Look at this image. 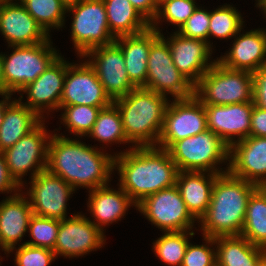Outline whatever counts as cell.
Segmentation results:
<instances>
[{
    "instance_id": "cell-1",
    "label": "cell",
    "mask_w": 266,
    "mask_h": 266,
    "mask_svg": "<svg viewBox=\"0 0 266 266\" xmlns=\"http://www.w3.org/2000/svg\"><path fill=\"white\" fill-rule=\"evenodd\" d=\"M78 139L53 134L48 144L47 170L64 179L75 190L107 185L114 171V155Z\"/></svg>"
},
{
    "instance_id": "cell-2",
    "label": "cell",
    "mask_w": 266,
    "mask_h": 266,
    "mask_svg": "<svg viewBox=\"0 0 266 266\" xmlns=\"http://www.w3.org/2000/svg\"><path fill=\"white\" fill-rule=\"evenodd\" d=\"M114 155L118 184L136 206L153 193L176 185L179 170L166 149L132 145Z\"/></svg>"
},
{
    "instance_id": "cell-3",
    "label": "cell",
    "mask_w": 266,
    "mask_h": 266,
    "mask_svg": "<svg viewBox=\"0 0 266 266\" xmlns=\"http://www.w3.org/2000/svg\"><path fill=\"white\" fill-rule=\"evenodd\" d=\"M257 185L233 176L229 171L219 174L214 182L210 205L197 221L203 236H239L246 216L249 197Z\"/></svg>"
},
{
    "instance_id": "cell-4",
    "label": "cell",
    "mask_w": 266,
    "mask_h": 266,
    "mask_svg": "<svg viewBox=\"0 0 266 266\" xmlns=\"http://www.w3.org/2000/svg\"><path fill=\"white\" fill-rule=\"evenodd\" d=\"M168 96L143 87L113 102L117 105L126 138L134 146H157Z\"/></svg>"
},
{
    "instance_id": "cell-5",
    "label": "cell",
    "mask_w": 266,
    "mask_h": 266,
    "mask_svg": "<svg viewBox=\"0 0 266 266\" xmlns=\"http://www.w3.org/2000/svg\"><path fill=\"white\" fill-rule=\"evenodd\" d=\"M194 96L209 105L253 102V74L226 68L216 60L194 85Z\"/></svg>"
},
{
    "instance_id": "cell-6",
    "label": "cell",
    "mask_w": 266,
    "mask_h": 266,
    "mask_svg": "<svg viewBox=\"0 0 266 266\" xmlns=\"http://www.w3.org/2000/svg\"><path fill=\"white\" fill-rule=\"evenodd\" d=\"M229 150L228 145L210 130L180 139L167 149L179 172L196 171L214 174L228 171V164L226 171L218 165L229 161Z\"/></svg>"
},
{
    "instance_id": "cell-7",
    "label": "cell",
    "mask_w": 266,
    "mask_h": 266,
    "mask_svg": "<svg viewBox=\"0 0 266 266\" xmlns=\"http://www.w3.org/2000/svg\"><path fill=\"white\" fill-rule=\"evenodd\" d=\"M50 38L40 44L11 46L12 53L3 54L5 96L20 94L61 55L53 48Z\"/></svg>"
},
{
    "instance_id": "cell-8",
    "label": "cell",
    "mask_w": 266,
    "mask_h": 266,
    "mask_svg": "<svg viewBox=\"0 0 266 266\" xmlns=\"http://www.w3.org/2000/svg\"><path fill=\"white\" fill-rule=\"evenodd\" d=\"M68 12L73 14L71 38L79 57L94 47L115 42L103 0H77L68 4Z\"/></svg>"
},
{
    "instance_id": "cell-9",
    "label": "cell",
    "mask_w": 266,
    "mask_h": 266,
    "mask_svg": "<svg viewBox=\"0 0 266 266\" xmlns=\"http://www.w3.org/2000/svg\"><path fill=\"white\" fill-rule=\"evenodd\" d=\"M145 89L173 99L194 96V85L173 64L168 42L160 35L150 46Z\"/></svg>"
},
{
    "instance_id": "cell-10",
    "label": "cell",
    "mask_w": 266,
    "mask_h": 266,
    "mask_svg": "<svg viewBox=\"0 0 266 266\" xmlns=\"http://www.w3.org/2000/svg\"><path fill=\"white\" fill-rule=\"evenodd\" d=\"M44 122L3 151L10 175L22 188L25 183L22 178L28 171H33L30 174V179H33L47 168L48 144L52 133L47 132Z\"/></svg>"
},
{
    "instance_id": "cell-11",
    "label": "cell",
    "mask_w": 266,
    "mask_h": 266,
    "mask_svg": "<svg viewBox=\"0 0 266 266\" xmlns=\"http://www.w3.org/2000/svg\"><path fill=\"white\" fill-rule=\"evenodd\" d=\"M136 210L163 232L191 231L197 221L188 211L176 185L146 197Z\"/></svg>"
},
{
    "instance_id": "cell-12",
    "label": "cell",
    "mask_w": 266,
    "mask_h": 266,
    "mask_svg": "<svg viewBox=\"0 0 266 266\" xmlns=\"http://www.w3.org/2000/svg\"><path fill=\"white\" fill-rule=\"evenodd\" d=\"M169 101L157 142L168 149L174 142L208 130L204 105L195 97Z\"/></svg>"
},
{
    "instance_id": "cell-13",
    "label": "cell",
    "mask_w": 266,
    "mask_h": 266,
    "mask_svg": "<svg viewBox=\"0 0 266 266\" xmlns=\"http://www.w3.org/2000/svg\"><path fill=\"white\" fill-rule=\"evenodd\" d=\"M29 184L25 194L34 215L58 220L67 218V201L75 191L70 184L47 169L37 174Z\"/></svg>"
},
{
    "instance_id": "cell-14",
    "label": "cell",
    "mask_w": 266,
    "mask_h": 266,
    "mask_svg": "<svg viewBox=\"0 0 266 266\" xmlns=\"http://www.w3.org/2000/svg\"><path fill=\"white\" fill-rule=\"evenodd\" d=\"M81 58H89L88 63L95 70L105 93L112 101L126 96L136 88L128 77L123 52L115 42L94 47Z\"/></svg>"
},
{
    "instance_id": "cell-15",
    "label": "cell",
    "mask_w": 266,
    "mask_h": 266,
    "mask_svg": "<svg viewBox=\"0 0 266 266\" xmlns=\"http://www.w3.org/2000/svg\"><path fill=\"white\" fill-rule=\"evenodd\" d=\"M73 64L66 70L60 106L88 105L101 109L109 106L113 101L88 61Z\"/></svg>"
},
{
    "instance_id": "cell-16",
    "label": "cell",
    "mask_w": 266,
    "mask_h": 266,
    "mask_svg": "<svg viewBox=\"0 0 266 266\" xmlns=\"http://www.w3.org/2000/svg\"><path fill=\"white\" fill-rule=\"evenodd\" d=\"M106 242L104 231L95 226L88 217L77 213L60 220L57 240L54 246L58 255L79 257L100 249Z\"/></svg>"
},
{
    "instance_id": "cell-17",
    "label": "cell",
    "mask_w": 266,
    "mask_h": 266,
    "mask_svg": "<svg viewBox=\"0 0 266 266\" xmlns=\"http://www.w3.org/2000/svg\"><path fill=\"white\" fill-rule=\"evenodd\" d=\"M61 55L33 82L20 92L27 94L25 104L43 120L44 112L59 110L68 61Z\"/></svg>"
},
{
    "instance_id": "cell-18",
    "label": "cell",
    "mask_w": 266,
    "mask_h": 266,
    "mask_svg": "<svg viewBox=\"0 0 266 266\" xmlns=\"http://www.w3.org/2000/svg\"><path fill=\"white\" fill-rule=\"evenodd\" d=\"M208 130L220 137L230 148L234 143L250 136L254 103L229 105L203 104ZM235 137L237 139H235Z\"/></svg>"
},
{
    "instance_id": "cell-19",
    "label": "cell",
    "mask_w": 266,
    "mask_h": 266,
    "mask_svg": "<svg viewBox=\"0 0 266 266\" xmlns=\"http://www.w3.org/2000/svg\"><path fill=\"white\" fill-rule=\"evenodd\" d=\"M169 38L161 36L168 42L173 64L179 72L195 85L216 60L210 61L212 48L204 40L189 38L176 31Z\"/></svg>"
},
{
    "instance_id": "cell-20",
    "label": "cell",
    "mask_w": 266,
    "mask_h": 266,
    "mask_svg": "<svg viewBox=\"0 0 266 266\" xmlns=\"http://www.w3.org/2000/svg\"><path fill=\"white\" fill-rule=\"evenodd\" d=\"M228 171L258 187L266 182V137L249 136L229 150Z\"/></svg>"
},
{
    "instance_id": "cell-21",
    "label": "cell",
    "mask_w": 266,
    "mask_h": 266,
    "mask_svg": "<svg viewBox=\"0 0 266 266\" xmlns=\"http://www.w3.org/2000/svg\"><path fill=\"white\" fill-rule=\"evenodd\" d=\"M0 32L9 47L40 44L50 37L20 1L0 5Z\"/></svg>"
},
{
    "instance_id": "cell-22",
    "label": "cell",
    "mask_w": 266,
    "mask_h": 266,
    "mask_svg": "<svg viewBox=\"0 0 266 266\" xmlns=\"http://www.w3.org/2000/svg\"><path fill=\"white\" fill-rule=\"evenodd\" d=\"M234 36L233 46L228 53L216 60L233 70L255 72L266 65V30L252 29L245 34Z\"/></svg>"
},
{
    "instance_id": "cell-23",
    "label": "cell",
    "mask_w": 266,
    "mask_h": 266,
    "mask_svg": "<svg viewBox=\"0 0 266 266\" xmlns=\"http://www.w3.org/2000/svg\"><path fill=\"white\" fill-rule=\"evenodd\" d=\"M32 215L29 199L20 192L9 195L0 202V247L5 254L28 232Z\"/></svg>"
},
{
    "instance_id": "cell-24",
    "label": "cell",
    "mask_w": 266,
    "mask_h": 266,
    "mask_svg": "<svg viewBox=\"0 0 266 266\" xmlns=\"http://www.w3.org/2000/svg\"><path fill=\"white\" fill-rule=\"evenodd\" d=\"M151 27L139 34L121 36L115 43L121 48L130 82L136 87H145L148 72V56L151 44L160 36Z\"/></svg>"
},
{
    "instance_id": "cell-25",
    "label": "cell",
    "mask_w": 266,
    "mask_h": 266,
    "mask_svg": "<svg viewBox=\"0 0 266 266\" xmlns=\"http://www.w3.org/2000/svg\"><path fill=\"white\" fill-rule=\"evenodd\" d=\"M108 186L109 184L88 191L87 206L94 217L91 222L102 231L105 228L103 226L121 220L130 206L137 207L120 186L118 190L110 189Z\"/></svg>"
},
{
    "instance_id": "cell-26",
    "label": "cell",
    "mask_w": 266,
    "mask_h": 266,
    "mask_svg": "<svg viewBox=\"0 0 266 266\" xmlns=\"http://www.w3.org/2000/svg\"><path fill=\"white\" fill-rule=\"evenodd\" d=\"M11 100L5 96V114L0 127V151L12 147L19 139L35 129L43 119L22 102L23 95Z\"/></svg>"
},
{
    "instance_id": "cell-27",
    "label": "cell",
    "mask_w": 266,
    "mask_h": 266,
    "mask_svg": "<svg viewBox=\"0 0 266 266\" xmlns=\"http://www.w3.org/2000/svg\"><path fill=\"white\" fill-rule=\"evenodd\" d=\"M218 175L196 171L178 173L176 186L188 211L198 221L210 205L214 182Z\"/></svg>"
},
{
    "instance_id": "cell-28",
    "label": "cell",
    "mask_w": 266,
    "mask_h": 266,
    "mask_svg": "<svg viewBox=\"0 0 266 266\" xmlns=\"http://www.w3.org/2000/svg\"><path fill=\"white\" fill-rule=\"evenodd\" d=\"M103 2L109 29L115 38L136 35L151 27V23L129 0H103Z\"/></svg>"
},
{
    "instance_id": "cell-29",
    "label": "cell",
    "mask_w": 266,
    "mask_h": 266,
    "mask_svg": "<svg viewBox=\"0 0 266 266\" xmlns=\"http://www.w3.org/2000/svg\"><path fill=\"white\" fill-rule=\"evenodd\" d=\"M215 244L217 266H256L266 253L240 235L216 237Z\"/></svg>"
},
{
    "instance_id": "cell-30",
    "label": "cell",
    "mask_w": 266,
    "mask_h": 266,
    "mask_svg": "<svg viewBox=\"0 0 266 266\" xmlns=\"http://www.w3.org/2000/svg\"><path fill=\"white\" fill-rule=\"evenodd\" d=\"M240 236L266 250V194L259 187L249 197Z\"/></svg>"
},
{
    "instance_id": "cell-31",
    "label": "cell",
    "mask_w": 266,
    "mask_h": 266,
    "mask_svg": "<svg viewBox=\"0 0 266 266\" xmlns=\"http://www.w3.org/2000/svg\"><path fill=\"white\" fill-rule=\"evenodd\" d=\"M88 135V137L91 136L92 139L105 144L131 143L126 138L121 115L114 102L99 111L95 124Z\"/></svg>"
},
{
    "instance_id": "cell-32",
    "label": "cell",
    "mask_w": 266,
    "mask_h": 266,
    "mask_svg": "<svg viewBox=\"0 0 266 266\" xmlns=\"http://www.w3.org/2000/svg\"><path fill=\"white\" fill-rule=\"evenodd\" d=\"M20 2L48 35L51 28L59 30L65 25L68 4L63 0H20Z\"/></svg>"
},
{
    "instance_id": "cell-33",
    "label": "cell",
    "mask_w": 266,
    "mask_h": 266,
    "mask_svg": "<svg viewBox=\"0 0 266 266\" xmlns=\"http://www.w3.org/2000/svg\"><path fill=\"white\" fill-rule=\"evenodd\" d=\"M194 231L164 232L153 243L155 255L169 266H182L184 255ZM190 236V237H188Z\"/></svg>"
},
{
    "instance_id": "cell-34",
    "label": "cell",
    "mask_w": 266,
    "mask_h": 266,
    "mask_svg": "<svg viewBox=\"0 0 266 266\" xmlns=\"http://www.w3.org/2000/svg\"><path fill=\"white\" fill-rule=\"evenodd\" d=\"M243 18L236 7L232 5L219 6L210 12L208 40L210 37L218 39L234 38L243 29Z\"/></svg>"
},
{
    "instance_id": "cell-35",
    "label": "cell",
    "mask_w": 266,
    "mask_h": 266,
    "mask_svg": "<svg viewBox=\"0 0 266 266\" xmlns=\"http://www.w3.org/2000/svg\"><path fill=\"white\" fill-rule=\"evenodd\" d=\"M64 110L61 121L69 133L77 137L88 136L95 124L100 107H92L88 105H72L60 106L59 110Z\"/></svg>"
},
{
    "instance_id": "cell-36",
    "label": "cell",
    "mask_w": 266,
    "mask_h": 266,
    "mask_svg": "<svg viewBox=\"0 0 266 266\" xmlns=\"http://www.w3.org/2000/svg\"><path fill=\"white\" fill-rule=\"evenodd\" d=\"M198 5H196L195 0H168L162 1L159 4L158 12L155 19L151 23V28L156 30L158 33L161 34L159 30L160 27L157 25L166 20L173 25L178 27V30L181 26L187 21V19L194 13L197 9Z\"/></svg>"
},
{
    "instance_id": "cell-37",
    "label": "cell",
    "mask_w": 266,
    "mask_h": 266,
    "mask_svg": "<svg viewBox=\"0 0 266 266\" xmlns=\"http://www.w3.org/2000/svg\"><path fill=\"white\" fill-rule=\"evenodd\" d=\"M59 225L60 220L58 219L40 217L33 214L28 224V232L32 240L25 241L24 244L54 250Z\"/></svg>"
},
{
    "instance_id": "cell-38",
    "label": "cell",
    "mask_w": 266,
    "mask_h": 266,
    "mask_svg": "<svg viewBox=\"0 0 266 266\" xmlns=\"http://www.w3.org/2000/svg\"><path fill=\"white\" fill-rule=\"evenodd\" d=\"M19 248H12L10 252H15L14 262L16 266H49L56 259L55 253L51 249L33 247L22 243Z\"/></svg>"
},
{
    "instance_id": "cell-39",
    "label": "cell",
    "mask_w": 266,
    "mask_h": 266,
    "mask_svg": "<svg viewBox=\"0 0 266 266\" xmlns=\"http://www.w3.org/2000/svg\"><path fill=\"white\" fill-rule=\"evenodd\" d=\"M203 237L206 243L204 245H193L189 241L182 266H217L216 248H212L215 245V238Z\"/></svg>"
},
{
    "instance_id": "cell-40",
    "label": "cell",
    "mask_w": 266,
    "mask_h": 266,
    "mask_svg": "<svg viewBox=\"0 0 266 266\" xmlns=\"http://www.w3.org/2000/svg\"><path fill=\"white\" fill-rule=\"evenodd\" d=\"M209 22L210 11L199 6L176 32L185 37L204 40L212 48L210 40L208 41Z\"/></svg>"
},
{
    "instance_id": "cell-41",
    "label": "cell",
    "mask_w": 266,
    "mask_h": 266,
    "mask_svg": "<svg viewBox=\"0 0 266 266\" xmlns=\"http://www.w3.org/2000/svg\"><path fill=\"white\" fill-rule=\"evenodd\" d=\"M253 103L266 110V65L253 72Z\"/></svg>"
},
{
    "instance_id": "cell-42",
    "label": "cell",
    "mask_w": 266,
    "mask_h": 266,
    "mask_svg": "<svg viewBox=\"0 0 266 266\" xmlns=\"http://www.w3.org/2000/svg\"><path fill=\"white\" fill-rule=\"evenodd\" d=\"M21 189V186L10 175L3 151H0V192L8 194L10 192V196H12V192L13 194H17L18 192L22 191Z\"/></svg>"
},
{
    "instance_id": "cell-43",
    "label": "cell",
    "mask_w": 266,
    "mask_h": 266,
    "mask_svg": "<svg viewBox=\"0 0 266 266\" xmlns=\"http://www.w3.org/2000/svg\"><path fill=\"white\" fill-rule=\"evenodd\" d=\"M250 136H266V110L255 105L253 106L251 115Z\"/></svg>"
},
{
    "instance_id": "cell-44",
    "label": "cell",
    "mask_w": 266,
    "mask_h": 266,
    "mask_svg": "<svg viewBox=\"0 0 266 266\" xmlns=\"http://www.w3.org/2000/svg\"><path fill=\"white\" fill-rule=\"evenodd\" d=\"M133 7L138 10L150 23L155 19L158 12V0H129Z\"/></svg>"
},
{
    "instance_id": "cell-45",
    "label": "cell",
    "mask_w": 266,
    "mask_h": 266,
    "mask_svg": "<svg viewBox=\"0 0 266 266\" xmlns=\"http://www.w3.org/2000/svg\"><path fill=\"white\" fill-rule=\"evenodd\" d=\"M0 95L5 96V77L3 70V54L0 53Z\"/></svg>"
},
{
    "instance_id": "cell-46",
    "label": "cell",
    "mask_w": 266,
    "mask_h": 266,
    "mask_svg": "<svg viewBox=\"0 0 266 266\" xmlns=\"http://www.w3.org/2000/svg\"><path fill=\"white\" fill-rule=\"evenodd\" d=\"M3 100L0 101V127L3 123L4 114H5V96H2Z\"/></svg>"
},
{
    "instance_id": "cell-47",
    "label": "cell",
    "mask_w": 266,
    "mask_h": 266,
    "mask_svg": "<svg viewBox=\"0 0 266 266\" xmlns=\"http://www.w3.org/2000/svg\"><path fill=\"white\" fill-rule=\"evenodd\" d=\"M256 7L263 11L264 15L266 16V0H257Z\"/></svg>"
},
{
    "instance_id": "cell-48",
    "label": "cell",
    "mask_w": 266,
    "mask_h": 266,
    "mask_svg": "<svg viewBox=\"0 0 266 266\" xmlns=\"http://www.w3.org/2000/svg\"><path fill=\"white\" fill-rule=\"evenodd\" d=\"M256 266H266V253L258 260Z\"/></svg>"
},
{
    "instance_id": "cell-49",
    "label": "cell",
    "mask_w": 266,
    "mask_h": 266,
    "mask_svg": "<svg viewBox=\"0 0 266 266\" xmlns=\"http://www.w3.org/2000/svg\"><path fill=\"white\" fill-rule=\"evenodd\" d=\"M259 188L266 194V182L263 185L259 186Z\"/></svg>"
},
{
    "instance_id": "cell-50",
    "label": "cell",
    "mask_w": 266,
    "mask_h": 266,
    "mask_svg": "<svg viewBox=\"0 0 266 266\" xmlns=\"http://www.w3.org/2000/svg\"><path fill=\"white\" fill-rule=\"evenodd\" d=\"M11 1H14V0H0V5L11 2Z\"/></svg>"
},
{
    "instance_id": "cell-51",
    "label": "cell",
    "mask_w": 266,
    "mask_h": 266,
    "mask_svg": "<svg viewBox=\"0 0 266 266\" xmlns=\"http://www.w3.org/2000/svg\"><path fill=\"white\" fill-rule=\"evenodd\" d=\"M65 3L67 4H71V3H74L76 2L77 0H63Z\"/></svg>"
},
{
    "instance_id": "cell-52",
    "label": "cell",
    "mask_w": 266,
    "mask_h": 266,
    "mask_svg": "<svg viewBox=\"0 0 266 266\" xmlns=\"http://www.w3.org/2000/svg\"><path fill=\"white\" fill-rule=\"evenodd\" d=\"M162 1H168V0H158V4H160Z\"/></svg>"
}]
</instances>
